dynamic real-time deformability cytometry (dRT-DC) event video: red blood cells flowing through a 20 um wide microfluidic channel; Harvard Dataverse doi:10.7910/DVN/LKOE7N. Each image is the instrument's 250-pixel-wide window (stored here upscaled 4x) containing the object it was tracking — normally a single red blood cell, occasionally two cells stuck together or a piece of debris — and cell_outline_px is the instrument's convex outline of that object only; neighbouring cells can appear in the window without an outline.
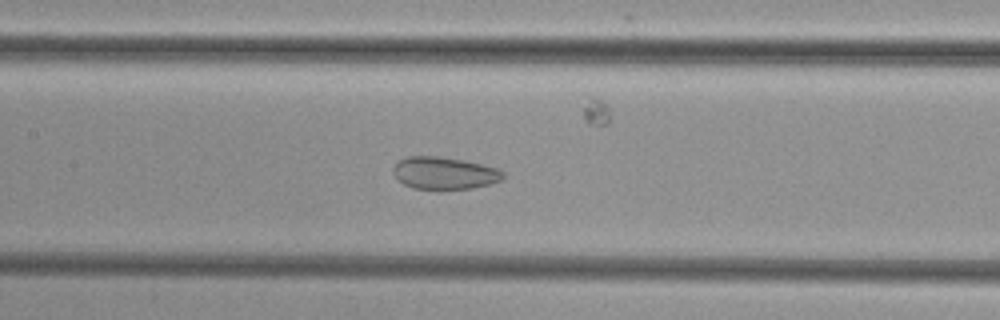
{"species": "common noctule bat (a hibernating species)", "species_latin": "Nyctalus noctula", "temperature_condition": "cold", "stored_images_in_passage": 48, "camera_frame_rate_fps": 3000, "um_per_image_px": 0.085, "animal": {"sex": "female", "body_mass_g": 29.2, "forearm_length_mm": 56.3}, "frame": {"image": 1, "passage_image": 21, "time_ms": 6.667, "image_size_px": [1000, 320], "cell_outline_px": [[504, 176], [500, 180], [492, 184], [472, 188], [412, 188], [396, 180], [392, 172], [392, 168], [400, 160], [408, 156], [440, 156], [464, 160], [496, 168], [504, 172]], "centroid_in_image_um": [37.74, 14.7], "position_along_channel_um": 169.7, "area_um2": 20.58}}
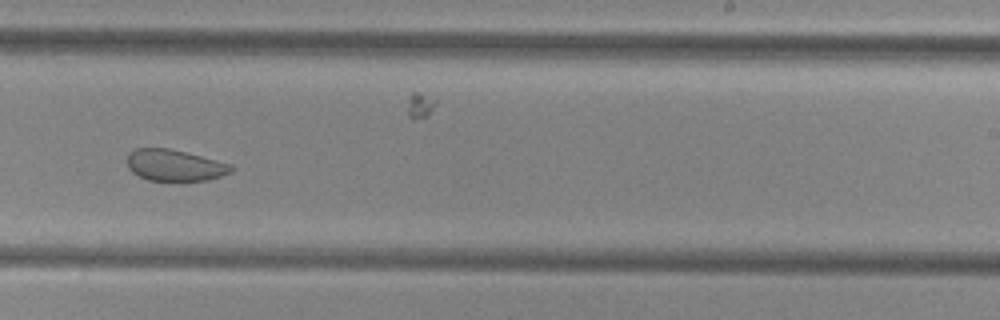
{"frame": {"image": 2, "passage_image": 29, "time_ms": 9.333, "image_size_px": [1000, 320], "cell_outline_px": [[236, 168], [232, 172], [208, 180], [148, 180], [132, 172], [128, 168], [128, 152], [136, 148], [168, 148], [232, 164]], "centroid_in_image_um": [14.86, 14.04], "position_along_channel_um": 274.1, "area_um2": 18.9}}
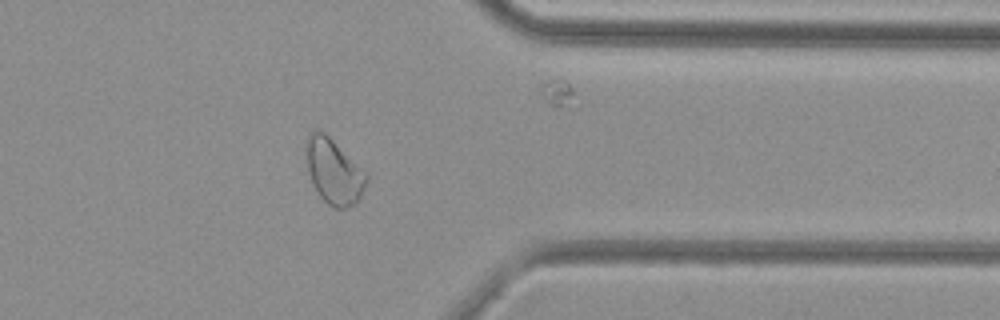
{"frame": {"image": 3, "passage_image": 38, "time_ms": 12.333, "image_size_px": [1000, 320], "cell_outline_px": [[368, 180], [360, 200], [356, 204], [344, 208], [336, 208], [328, 204], [320, 196], [308, 172], [308, 136], [316, 128], [320, 128], [368, 172]], "centroid_in_image_um": [28.45, 14.58], "position_along_channel_um": 382.9, "area_um2": 22.77}}